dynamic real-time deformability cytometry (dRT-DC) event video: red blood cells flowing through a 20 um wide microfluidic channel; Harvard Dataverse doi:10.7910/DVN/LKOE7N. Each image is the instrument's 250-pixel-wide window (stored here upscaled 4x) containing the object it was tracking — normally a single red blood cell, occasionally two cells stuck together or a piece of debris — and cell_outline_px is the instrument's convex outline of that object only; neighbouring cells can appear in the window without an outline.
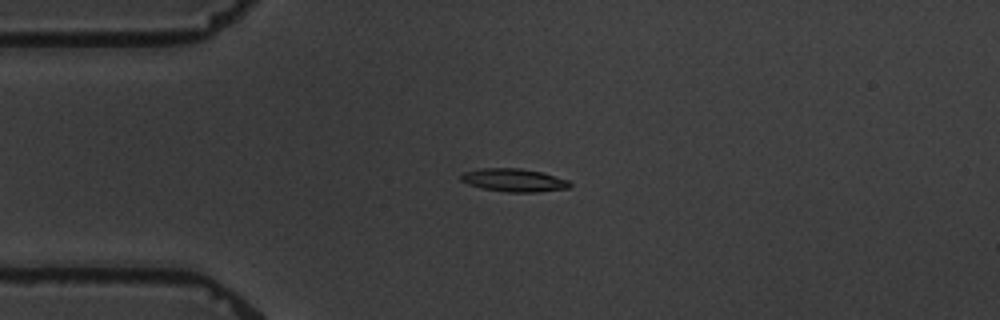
{"species": "common noctule bat (a hibernating species)", "species_latin": "Nyctalus noctula", "temperature_condition": "warm", "stored_images_in_passage": 5, "camera_frame_rate_fps": 3000, "um_per_image_px": 0.085, "animal": {"sex": "male", "body_mass_g": 19.5, "forearm_length_mm": 54.6}, "frame": {"image": 1, "passage_image": 4, "time_ms": 3.333, "image_size_px": [1000, 320], "cell_outline_px": [[572, 184], [568, 188], [536, 192], [508, 192], [480, 188], [468, 184], [460, 180], [460, 176], [464, 172], [480, 168], [520, 168], [540, 172], [568, 180]], "centroid_in_image_um": [43.64, 15.31], "position_along_channel_um": 41.4, "area_um2": 14.57}}